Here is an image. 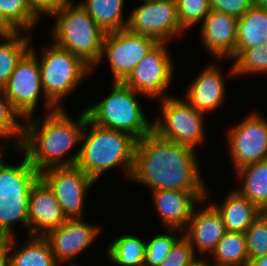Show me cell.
I'll use <instances>...</instances> for the list:
<instances>
[{"label": "cell", "instance_id": "obj_34", "mask_svg": "<svg viewBox=\"0 0 267 266\" xmlns=\"http://www.w3.org/2000/svg\"><path fill=\"white\" fill-rule=\"evenodd\" d=\"M249 259L267 255V216L261 213L244 232Z\"/></svg>", "mask_w": 267, "mask_h": 266}, {"label": "cell", "instance_id": "obj_18", "mask_svg": "<svg viewBox=\"0 0 267 266\" xmlns=\"http://www.w3.org/2000/svg\"><path fill=\"white\" fill-rule=\"evenodd\" d=\"M151 194L165 227L182 231L185 230L195 205L206 200V192L156 190Z\"/></svg>", "mask_w": 267, "mask_h": 266}, {"label": "cell", "instance_id": "obj_27", "mask_svg": "<svg viewBox=\"0 0 267 266\" xmlns=\"http://www.w3.org/2000/svg\"><path fill=\"white\" fill-rule=\"evenodd\" d=\"M211 254L215 266H247L249 257L245 234L226 231Z\"/></svg>", "mask_w": 267, "mask_h": 266}, {"label": "cell", "instance_id": "obj_26", "mask_svg": "<svg viewBox=\"0 0 267 266\" xmlns=\"http://www.w3.org/2000/svg\"><path fill=\"white\" fill-rule=\"evenodd\" d=\"M0 34L4 43H0V89H2L14 72L18 62L30 50V36L26 32Z\"/></svg>", "mask_w": 267, "mask_h": 266}, {"label": "cell", "instance_id": "obj_29", "mask_svg": "<svg viewBox=\"0 0 267 266\" xmlns=\"http://www.w3.org/2000/svg\"><path fill=\"white\" fill-rule=\"evenodd\" d=\"M0 19L13 32H29L39 18L29 7L27 0H0Z\"/></svg>", "mask_w": 267, "mask_h": 266}, {"label": "cell", "instance_id": "obj_10", "mask_svg": "<svg viewBox=\"0 0 267 266\" xmlns=\"http://www.w3.org/2000/svg\"><path fill=\"white\" fill-rule=\"evenodd\" d=\"M158 43L154 38L127 28L108 32L103 40L100 62L107 56L114 82H123Z\"/></svg>", "mask_w": 267, "mask_h": 266}, {"label": "cell", "instance_id": "obj_6", "mask_svg": "<svg viewBox=\"0 0 267 266\" xmlns=\"http://www.w3.org/2000/svg\"><path fill=\"white\" fill-rule=\"evenodd\" d=\"M110 94L89 105L85 110L88 119L97 125L130 134L136 140L153 131L136 98L137 91L123 82H114ZM148 120V121H147Z\"/></svg>", "mask_w": 267, "mask_h": 266}, {"label": "cell", "instance_id": "obj_15", "mask_svg": "<svg viewBox=\"0 0 267 266\" xmlns=\"http://www.w3.org/2000/svg\"><path fill=\"white\" fill-rule=\"evenodd\" d=\"M100 227L91 225L81 218L67 219L58 228L48 231L44 237L47 239L56 263L78 266L72 259L89 248L97 239Z\"/></svg>", "mask_w": 267, "mask_h": 266}, {"label": "cell", "instance_id": "obj_25", "mask_svg": "<svg viewBox=\"0 0 267 266\" xmlns=\"http://www.w3.org/2000/svg\"><path fill=\"white\" fill-rule=\"evenodd\" d=\"M125 0H84L79 3L86 9L90 17L106 33L127 28V20L123 19Z\"/></svg>", "mask_w": 267, "mask_h": 266}, {"label": "cell", "instance_id": "obj_9", "mask_svg": "<svg viewBox=\"0 0 267 266\" xmlns=\"http://www.w3.org/2000/svg\"><path fill=\"white\" fill-rule=\"evenodd\" d=\"M38 58L33 48H30L18 62L8 82L2 88L4 95L24 120L34 117L33 114L42 94L44 95V104L46 103V111L51 112L57 109L45 97Z\"/></svg>", "mask_w": 267, "mask_h": 266}, {"label": "cell", "instance_id": "obj_17", "mask_svg": "<svg viewBox=\"0 0 267 266\" xmlns=\"http://www.w3.org/2000/svg\"><path fill=\"white\" fill-rule=\"evenodd\" d=\"M238 19L225 13L211 10L201 24V41L206 50L218 58H233L236 53Z\"/></svg>", "mask_w": 267, "mask_h": 266}, {"label": "cell", "instance_id": "obj_36", "mask_svg": "<svg viewBox=\"0 0 267 266\" xmlns=\"http://www.w3.org/2000/svg\"><path fill=\"white\" fill-rule=\"evenodd\" d=\"M253 6L251 0H211V9L241 18Z\"/></svg>", "mask_w": 267, "mask_h": 266}, {"label": "cell", "instance_id": "obj_2", "mask_svg": "<svg viewBox=\"0 0 267 266\" xmlns=\"http://www.w3.org/2000/svg\"><path fill=\"white\" fill-rule=\"evenodd\" d=\"M87 118L83 110L74 121L62 107L48 112L41 123L38 118L25 119L28 123H24L22 143L14 151H22L40 173L48 168L75 166L80 149L71 158L64 157L81 142Z\"/></svg>", "mask_w": 267, "mask_h": 266}, {"label": "cell", "instance_id": "obj_19", "mask_svg": "<svg viewBox=\"0 0 267 266\" xmlns=\"http://www.w3.org/2000/svg\"><path fill=\"white\" fill-rule=\"evenodd\" d=\"M186 227L183 236L191 243L194 252L197 249L200 253L211 254L226 233L220 214L211 204L198 211L195 207Z\"/></svg>", "mask_w": 267, "mask_h": 266}, {"label": "cell", "instance_id": "obj_8", "mask_svg": "<svg viewBox=\"0 0 267 266\" xmlns=\"http://www.w3.org/2000/svg\"><path fill=\"white\" fill-rule=\"evenodd\" d=\"M160 102L162 115L153 120V131L161 138L193 149L200 145L205 139L204 114L175 96L162 98Z\"/></svg>", "mask_w": 267, "mask_h": 266}, {"label": "cell", "instance_id": "obj_5", "mask_svg": "<svg viewBox=\"0 0 267 266\" xmlns=\"http://www.w3.org/2000/svg\"><path fill=\"white\" fill-rule=\"evenodd\" d=\"M8 147L6 143L0 148V240L15 236L13 223L21 222L29 229V194L40 178V172L25 154L17 166L4 163L2 152Z\"/></svg>", "mask_w": 267, "mask_h": 266}, {"label": "cell", "instance_id": "obj_7", "mask_svg": "<svg viewBox=\"0 0 267 266\" xmlns=\"http://www.w3.org/2000/svg\"><path fill=\"white\" fill-rule=\"evenodd\" d=\"M42 53L38 62L45 97L57 108H62L59 103L92 72V68L54 42L44 47Z\"/></svg>", "mask_w": 267, "mask_h": 266}, {"label": "cell", "instance_id": "obj_38", "mask_svg": "<svg viewBox=\"0 0 267 266\" xmlns=\"http://www.w3.org/2000/svg\"><path fill=\"white\" fill-rule=\"evenodd\" d=\"M0 266H10L9 247L3 240H0Z\"/></svg>", "mask_w": 267, "mask_h": 266}, {"label": "cell", "instance_id": "obj_30", "mask_svg": "<svg viewBox=\"0 0 267 266\" xmlns=\"http://www.w3.org/2000/svg\"><path fill=\"white\" fill-rule=\"evenodd\" d=\"M229 75L267 73V42L262 46L236 49Z\"/></svg>", "mask_w": 267, "mask_h": 266}, {"label": "cell", "instance_id": "obj_42", "mask_svg": "<svg viewBox=\"0 0 267 266\" xmlns=\"http://www.w3.org/2000/svg\"><path fill=\"white\" fill-rule=\"evenodd\" d=\"M13 32L1 19H0V34Z\"/></svg>", "mask_w": 267, "mask_h": 266}, {"label": "cell", "instance_id": "obj_28", "mask_svg": "<svg viewBox=\"0 0 267 266\" xmlns=\"http://www.w3.org/2000/svg\"><path fill=\"white\" fill-rule=\"evenodd\" d=\"M146 241L134 235H123L107 248L109 260L119 266H144Z\"/></svg>", "mask_w": 267, "mask_h": 266}, {"label": "cell", "instance_id": "obj_32", "mask_svg": "<svg viewBox=\"0 0 267 266\" xmlns=\"http://www.w3.org/2000/svg\"><path fill=\"white\" fill-rule=\"evenodd\" d=\"M177 18L181 28L186 31L200 23L209 14L211 0H176Z\"/></svg>", "mask_w": 267, "mask_h": 266}, {"label": "cell", "instance_id": "obj_12", "mask_svg": "<svg viewBox=\"0 0 267 266\" xmlns=\"http://www.w3.org/2000/svg\"><path fill=\"white\" fill-rule=\"evenodd\" d=\"M128 17L127 29L133 33L168 42L185 32L177 18L176 0H140Z\"/></svg>", "mask_w": 267, "mask_h": 266}, {"label": "cell", "instance_id": "obj_4", "mask_svg": "<svg viewBox=\"0 0 267 266\" xmlns=\"http://www.w3.org/2000/svg\"><path fill=\"white\" fill-rule=\"evenodd\" d=\"M54 43L82 59L92 69L100 62L106 32L90 17L86 9L68 0L53 15Z\"/></svg>", "mask_w": 267, "mask_h": 266}, {"label": "cell", "instance_id": "obj_23", "mask_svg": "<svg viewBox=\"0 0 267 266\" xmlns=\"http://www.w3.org/2000/svg\"><path fill=\"white\" fill-rule=\"evenodd\" d=\"M235 173L243 181L235 190L263 211L267 206V160L245 165Z\"/></svg>", "mask_w": 267, "mask_h": 266}, {"label": "cell", "instance_id": "obj_14", "mask_svg": "<svg viewBox=\"0 0 267 266\" xmlns=\"http://www.w3.org/2000/svg\"><path fill=\"white\" fill-rule=\"evenodd\" d=\"M40 177L54 192L67 219H82L86 191L95 181L76 166L48 168Z\"/></svg>", "mask_w": 267, "mask_h": 266}, {"label": "cell", "instance_id": "obj_37", "mask_svg": "<svg viewBox=\"0 0 267 266\" xmlns=\"http://www.w3.org/2000/svg\"><path fill=\"white\" fill-rule=\"evenodd\" d=\"M67 1L68 0H27V3L33 13L40 19L43 14L52 17Z\"/></svg>", "mask_w": 267, "mask_h": 266}, {"label": "cell", "instance_id": "obj_22", "mask_svg": "<svg viewBox=\"0 0 267 266\" xmlns=\"http://www.w3.org/2000/svg\"><path fill=\"white\" fill-rule=\"evenodd\" d=\"M15 238L14 236L3 240L9 247L10 266H58L44 236L29 235L28 242L21 248L16 247Z\"/></svg>", "mask_w": 267, "mask_h": 266}, {"label": "cell", "instance_id": "obj_43", "mask_svg": "<svg viewBox=\"0 0 267 266\" xmlns=\"http://www.w3.org/2000/svg\"><path fill=\"white\" fill-rule=\"evenodd\" d=\"M262 213L267 216V206L264 208V210L262 211Z\"/></svg>", "mask_w": 267, "mask_h": 266}, {"label": "cell", "instance_id": "obj_40", "mask_svg": "<svg viewBox=\"0 0 267 266\" xmlns=\"http://www.w3.org/2000/svg\"><path fill=\"white\" fill-rule=\"evenodd\" d=\"M208 259H199V258H194L189 264L188 266H215L214 264L210 263L209 261H206Z\"/></svg>", "mask_w": 267, "mask_h": 266}, {"label": "cell", "instance_id": "obj_3", "mask_svg": "<svg viewBox=\"0 0 267 266\" xmlns=\"http://www.w3.org/2000/svg\"><path fill=\"white\" fill-rule=\"evenodd\" d=\"M89 127V132L85 128ZM84 143H83V142ZM82 146L75 164L94 181L111 168L122 165L130 179L134 166L136 139L130 134L102 127L88 118L81 136Z\"/></svg>", "mask_w": 267, "mask_h": 266}, {"label": "cell", "instance_id": "obj_41", "mask_svg": "<svg viewBox=\"0 0 267 266\" xmlns=\"http://www.w3.org/2000/svg\"><path fill=\"white\" fill-rule=\"evenodd\" d=\"M253 6L267 9V0H251Z\"/></svg>", "mask_w": 267, "mask_h": 266}, {"label": "cell", "instance_id": "obj_11", "mask_svg": "<svg viewBox=\"0 0 267 266\" xmlns=\"http://www.w3.org/2000/svg\"><path fill=\"white\" fill-rule=\"evenodd\" d=\"M167 42H159L133 69L123 83L147 98H165L173 79L171 56Z\"/></svg>", "mask_w": 267, "mask_h": 266}, {"label": "cell", "instance_id": "obj_35", "mask_svg": "<svg viewBox=\"0 0 267 266\" xmlns=\"http://www.w3.org/2000/svg\"><path fill=\"white\" fill-rule=\"evenodd\" d=\"M181 237L174 243L168 255L159 266H188L197 256L191 243L181 234Z\"/></svg>", "mask_w": 267, "mask_h": 266}, {"label": "cell", "instance_id": "obj_21", "mask_svg": "<svg viewBox=\"0 0 267 266\" xmlns=\"http://www.w3.org/2000/svg\"><path fill=\"white\" fill-rule=\"evenodd\" d=\"M227 195L222 205H211L220 214L226 231L244 233L262 211L236 190Z\"/></svg>", "mask_w": 267, "mask_h": 266}, {"label": "cell", "instance_id": "obj_39", "mask_svg": "<svg viewBox=\"0 0 267 266\" xmlns=\"http://www.w3.org/2000/svg\"><path fill=\"white\" fill-rule=\"evenodd\" d=\"M247 266H267V255L249 259Z\"/></svg>", "mask_w": 267, "mask_h": 266}, {"label": "cell", "instance_id": "obj_13", "mask_svg": "<svg viewBox=\"0 0 267 266\" xmlns=\"http://www.w3.org/2000/svg\"><path fill=\"white\" fill-rule=\"evenodd\" d=\"M227 138L235 170L267 160V119L256 111L230 127Z\"/></svg>", "mask_w": 267, "mask_h": 266}, {"label": "cell", "instance_id": "obj_31", "mask_svg": "<svg viewBox=\"0 0 267 266\" xmlns=\"http://www.w3.org/2000/svg\"><path fill=\"white\" fill-rule=\"evenodd\" d=\"M22 120V116L14 109L10 100L4 95L0 89V139H16L13 142V149H18L22 143L24 136V123L21 124L17 119ZM9 137V138H8Z\"/></svg>", "mask_w": 267, "mask_h": 266}, {"label": "cell", "instance_id": "obj_1", "mask_svg": "<svg viewBox=\"0 0 267 266\" xmlns=\"http://www.w3.org/2000/svg\"><path fill=\"white\" fill-rule=\"evenodd\" d=\"M196 150L161 138L152 131L136 140L134 166L130 180L151 191L206 192Z\"/></svg>", "mask_w": 267, "mask_h": 266}, {"label": "cell", "instance_id": "obj_33", "mask_svg": "<svg viewBox=\"0 0 267 266\" xmlns=\"http://www.w3.org/2000/svg\"><path fill=\"white\" fill-rule=\"evenodd\" d=\"M178 229H168L169 233L154 236L145 245L144 266H159L170 252L174 243L180 238L173 232Z\"/></svg>", "mask_w": 267, "mask_h": 266}, {"label": "cell", "instance_id": "obj_20", "mask_svg": "<svg viewBox=\"0 0 267 266\" xmlns=\"http://www.w3.org/2000/svg\"><path fill=\"white\" fill-rule=\"evenodd\" d=\"M211 63L191 82L185 100L198 112L203 114L215 111L225 101L224 74ZM223 74V75H222Z\"/></svg>", "mask_w": 267, "mask_h": 266}, {"label": "cell", "instance_id": "obj_24", "mask_svg": "<svg viewBox=\"0 0 267 266\" xmlns=\"http://www.w3.org/2000/svg\"><path fill=\"white\" fill-rule=\"evenodd\" d=\"M267 42V9L252 6L238 18L236 49L262 46Z\"/></svg>", "mask_w": 267, "mask_h": 266}, {"label": "cell", "instance_id": "obj_16", "mask_svg": "<svg viewBox=\"0 0 267 266\" xmlns=\"http://www.w3.org/2000/svg\"><path fill=\"white\" fill-rule=\"evenodd\" d=\"M28 218L29 234L41 236L67 220L54 192L41 177L29 194Z\"/></svg>", "mask_w": 267, "mask_h": 266}]
</instances>
